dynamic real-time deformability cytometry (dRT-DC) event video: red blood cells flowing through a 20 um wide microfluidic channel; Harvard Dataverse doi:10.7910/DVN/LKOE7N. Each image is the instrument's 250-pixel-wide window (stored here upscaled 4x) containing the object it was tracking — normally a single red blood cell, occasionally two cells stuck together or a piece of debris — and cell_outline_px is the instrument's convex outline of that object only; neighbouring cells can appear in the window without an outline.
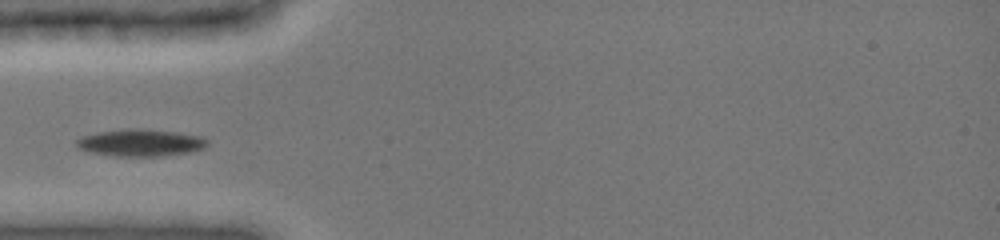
{"species": "common noctule bat (a hibernating species)", "species_latin": "Nyctalus noctula", "temperature_condition": "cold", "stored_images_in_passage": 42, "camera_frame_rate_fps": 3000, "um_per_image_px": 0.085, "animal": {"sex": "female", "body_mass_g": 19.0, "forearm_length_mm": 51.5}, "frame": {"image": 1, "passage_image": 1, "time_ms": 0.0, "image_size_px": [1000, 240], "cell_outline_px": [[208, 144], [204, 148], [188, 152], [160, 156], [116, 156], [92, 152], [76, 148], [76, 140], [80, 136], [96, 132], [124, 128], [140, 128], [176, 132], [200, 136], [208, 140]], "centroid_in_image_um": [11.9, 12.12], "position_along_channel_um": 73.1, "area_um2": 20.75}}
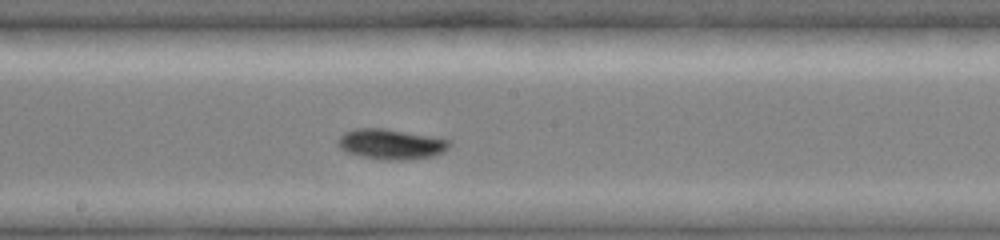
{"frame": {"image": 2, "passage_image": 21, "time_ms": 3.667, "image_size_px": [1000, 240], "cell_outline_px": [[452, 144], [444, 152], [432, 156], [400, 160], [384, 160], [364, 156], [348, 152], [340, 148], [336, 144], [336, 140], [344, 132], [356, 128], [384, 128], [428, 136], [448, 140]], "centroid_in_image_um": [33.2, 12.24], "position_along_channel_um": 215.0, "area_um2": 19.42}}
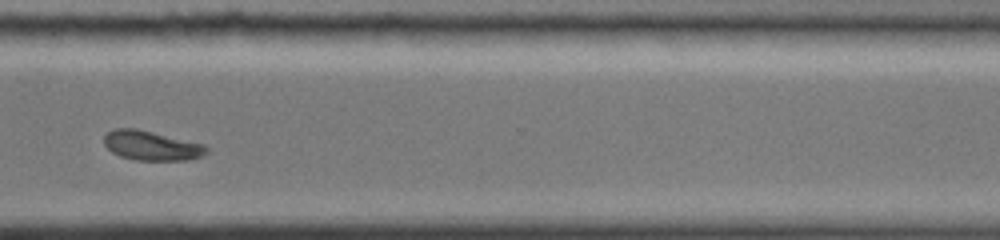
{"frame": {"image": 3, "passage_image": 41, "time_ms": 7.333, "image_size_px": [1000, 240], "cell_outline_px": [[208, 152], [204, 156], [188, 160], [136, 160], [120, 156], [112, 152], [104, 144], [104, 136], [112, 128], [136, 128], [204, 144], [208, 148]], "centroid_in_image_um": [12.88, 12.38], "position_along_channel_um": 357.7, "area_um2": 17.69}}